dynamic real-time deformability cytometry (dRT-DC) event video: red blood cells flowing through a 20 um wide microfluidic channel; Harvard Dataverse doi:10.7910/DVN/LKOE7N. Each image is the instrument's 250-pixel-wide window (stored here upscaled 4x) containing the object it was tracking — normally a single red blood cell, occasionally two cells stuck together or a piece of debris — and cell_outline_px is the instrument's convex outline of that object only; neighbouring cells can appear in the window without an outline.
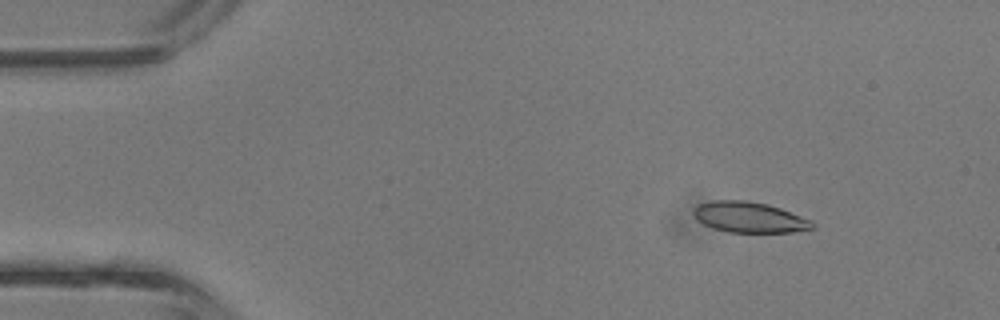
{"species": "common noctule bat (a hibernating species)", "species_latin": "Nyctalus noctula", "temperature_condition": "room temperature", "stored_images_in_passage": 41, "camera_frame_rate_fps": 3000, "um_per_image_px": 0.085, "animal": {"sex": "male", "body_mass_g": 13.3}, "frame": {"image": 1, "passage_image": 6, "time_ms": 1.667, "image_size_px": [1000, 320], "cell_outline_px": [[816, 228], [792, 232], [728, 232], [712, 228], [696, 220], [692, 212], [692, 208], [700, 204], [712, 200], [748, 200], [768, 204], [780, 208], [812, 220], [816, 224]], "centroid_in_image_um": [63.69, 18.46], "position_along_channel_um": 21.3, "area_um2": 21.5}}
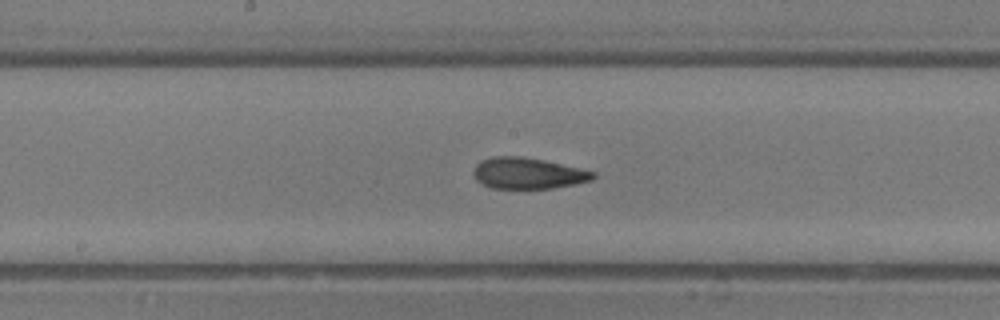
{"frame": {"image": 2, "passage_image": 22, "time_ms": 7.0, "image_size_px": [1000, 320], "cell_outline_px": [[596, 176], [592, 180], [576, 184], [552, 188], [492, 188], [476, 180], [472, 172], [476, 164], [480, 160], [492, 156], [524, 156], [544, 160], [596, 172]], "centroid_in_image_um": [44.86, 14.72], "position_along_channel_um": 203.3, "area_um2": 21.79}}
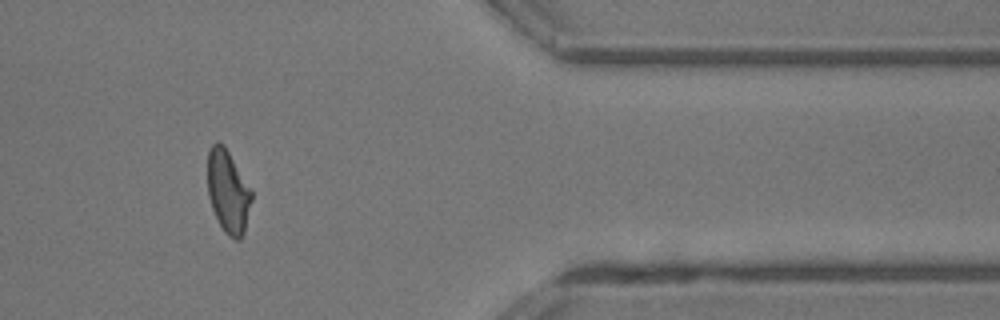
{"frame": {"image": 3, "passage_image": 35, "time_ms": 11.333, "image_size_px": [1000, 320], "cell_outline_px": [[252, 200], [244, 232], [240, 240], [236, 240], [228, 236], [224, 232], [212, 208], [208, 196], [208, 152], [212, 144], [216, 140], [220, 140], [224, 144], [252, 188]], "centroid_in_image_um": [19.4, 16.24], "position_along_channel_um": 392.0, "area_um2": 21.56}}